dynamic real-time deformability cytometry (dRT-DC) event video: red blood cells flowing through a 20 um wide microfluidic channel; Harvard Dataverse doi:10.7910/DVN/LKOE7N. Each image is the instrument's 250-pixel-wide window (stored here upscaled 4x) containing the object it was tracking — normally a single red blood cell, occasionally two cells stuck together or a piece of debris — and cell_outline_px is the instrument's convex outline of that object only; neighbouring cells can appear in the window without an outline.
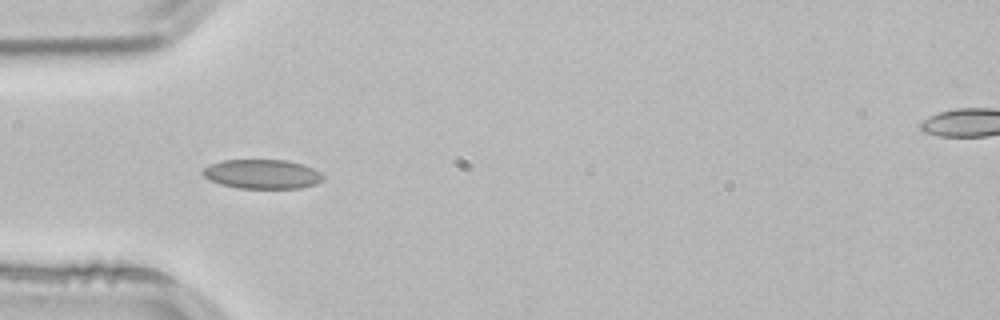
{"species": "common noctule bat (a hibernating species)", "species_latin": "Nyctalus noctula", "temperature_condition": "room temperature", "stored_images_in_passage": 32, "camera_frame_rate_fps": 3000, "um_per_image_px": 0.085, "animal": {"sex": "male", "body_mass_g": 21.5, "forearm_length_mm": 52.0}, "frame": {"image": 1, "passage_image": 1, "time_ms": 0.0, "image_size_px": [1000, 320], "cell_outline_px": [[324, 180], [316, 184], [300, 188], [240, 188], [220, 184], [204, 176], [200, 172], [204, 168], [212, 164], [224, 160], [288, 160], [304, 164], [320, 172], [324, 176]], "centroid_in_image_um": [22.33, 14.79], "position_along_channel_um": 62.7, "area_um2": 20.52}}
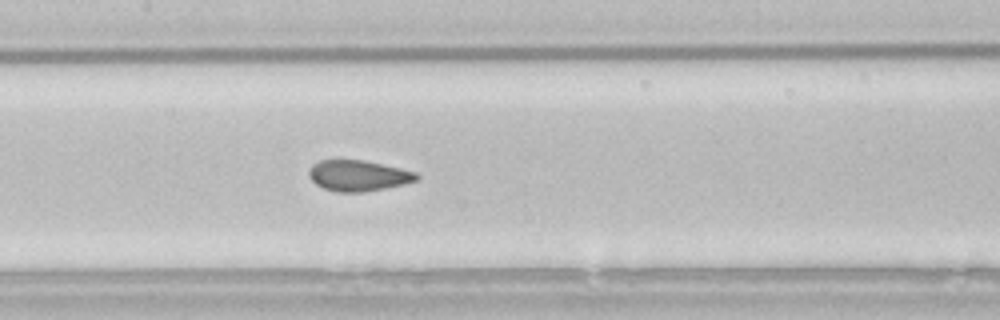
{"frame": {"image": 2, "passage_image": 10, "time_ms": 3.0, "image_size_px": [1000, 320], "cell_outline_px": [[420, 176], [416, 180], [404, 184], [364, 192], [336, 192], [324, 188], [316, 184], [308, 176], [308, 172], [312, 164], [320, 160], [364, 160], [400, 168], [416, 172]], "centroid_in_image_um": [30.43, 14.93], "position_along_channel_um": 177.0, "area_um2": 19.31}}
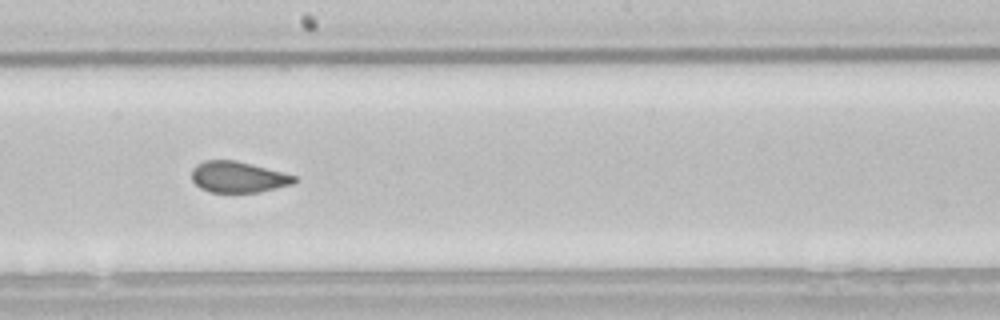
{"frame": {"image": 3, "passage_image": 14, "time_ms": 4.333, "image_size_px": [1000, 320], "cell_outline_px": [[300, 180], [292, 184], [260, 192], [208, 192], [200, 188], [192, 180], [192, 168], [196, 164], [204, 160], [236, 160], [252, 164], [296, 176]], "centroid_in_image_um": [20.23, 15.04], "position_along_channel_um": 228.0, "area_um2": 18.67}, "authors_computed_cell_mechanics": {"area_um2": 19.2474, "velocity_mm_per_s": 3.8316, "shape_relaxation_time_tau1_ms": null, "shape_relaxation_time_tau2_ms": 0.8004, "deformation_change_tau1": null, "deformation_change_tau2": 0.0634}}